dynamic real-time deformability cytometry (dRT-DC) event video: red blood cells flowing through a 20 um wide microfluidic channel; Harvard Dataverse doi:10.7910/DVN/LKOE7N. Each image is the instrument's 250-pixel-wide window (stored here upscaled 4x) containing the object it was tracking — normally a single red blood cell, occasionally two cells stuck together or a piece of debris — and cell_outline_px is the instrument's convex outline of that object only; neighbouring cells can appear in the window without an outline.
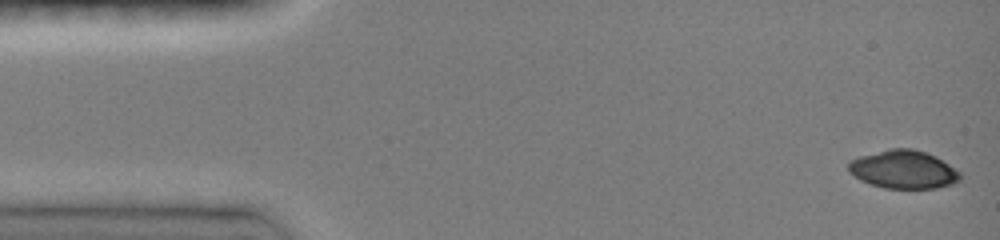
{"species": "common noctule bat (a hibernating species)", "species_latin": "Nyctalus noctula", "temperature_condition": "room temperature", "stored_images_in_passage": 20, "camera_frame_rate_fps": 3000, "um_per_image_px": 0.085, "animal": {"sex": "female", "body_mass_g": 19.0, "forearm_length_mm": 51.5}, "frame": {"image": 1, "passage_image": 1, "time_ms": 0.0, "image_size_px": [1000, 240], "cell_outline_px": [[960, 180], [952, 184], [936, 188], [884, 188], [860, 180], [848, 172], [848, 164], [852, 160], [860, 156], [888, 148], [912, 148], [936, 156], [960, 172]], "centroid_in_image_um": [76.78, 14.4], "position_along_channel_um": 8.2, "area_um2": 24.8}}
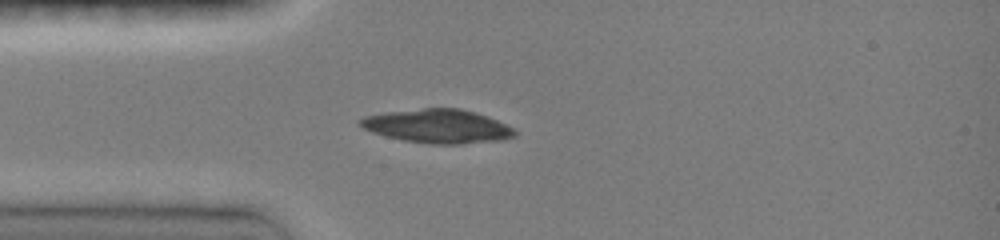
{"frame": {"image": 2, "passage_image": 11, "time_ms": 3.667, "image_size_px": [1000, 240], "cell_outline_px": [[516, 136], [504, 140], [460, 144], [428, 144], [404, 140], [384, 136], [372, 132], [364, 128], [356, 120], [364, 116], [388, 112], [424, 108], [460, 108], [476, 112], [488, 116], [512, 128], [516, 132]], "centroid_in_image_um": [37.21, 10.73], "position_along_channel_um": 47.8, "area_um2": 30.46}}
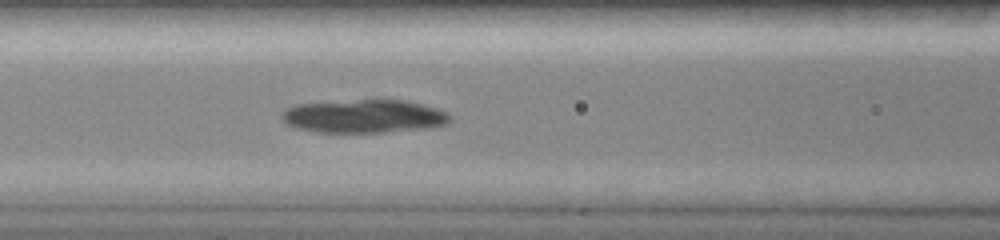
{"frame": {"image": 3, "passage_image": 17, "time_ms": 6.0, "image_size_px": [1000, 240], "cell_outline_px": [[452, 120], [444, 124], [432, 128], [384, 132], [316, 132], [296, 128], [288, 124], [280, 116], [280, 112], [284, 108], [296, 104], [380, 96], [404, 100], [424, 104], [448, 112], [452, 116]], "centroid_in_image_um": [30.96, 9.83], "position_along_channel_um": 135.6, "area_um2": 34.1}}